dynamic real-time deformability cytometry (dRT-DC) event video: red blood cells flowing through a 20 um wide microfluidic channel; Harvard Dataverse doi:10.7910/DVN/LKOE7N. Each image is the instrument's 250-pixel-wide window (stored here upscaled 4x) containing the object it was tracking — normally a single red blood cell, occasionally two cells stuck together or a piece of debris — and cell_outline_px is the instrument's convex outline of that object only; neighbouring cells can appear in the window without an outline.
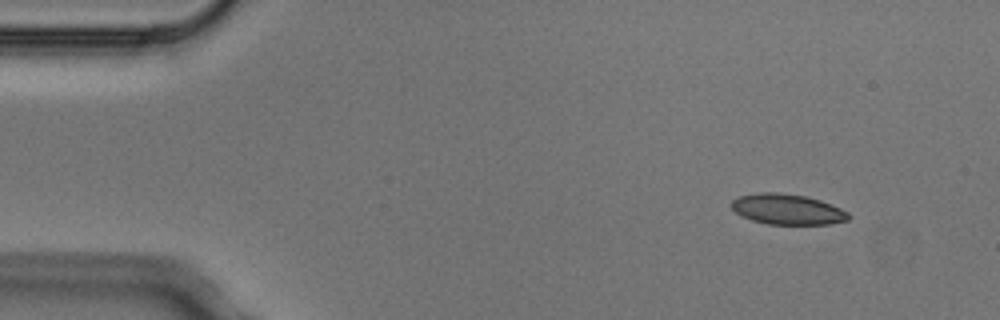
{"species": "Egyptian fruit bat (a non-hibernating species)", "species_latin": "Rousettus aegyptiacus", "temperature_condition": "cold", "stored_images_in_passage": 7, "camera_frame_rate_fps": 3000, "um_per_image_px": 0.085, "animal": {"sex": "male"}, "frame": {"image": 1, "passage_image": 1, "time_ms": 0.0, "image_size_px": [1000, 320], "cell_outline_px": [[852, 216], [848, 220], [828, 224], [768, 224], [752, 220], [736, 212], [732, 208], [732, 200], [740, 196], [760, 192], [776, 192], [804, 196], [820, 200], [840, 208], [848, 212]], "centroid_in_image_um": [66.95, 17.79], "position_along_channel_um": 18.0, "area_um2": 20.58}}
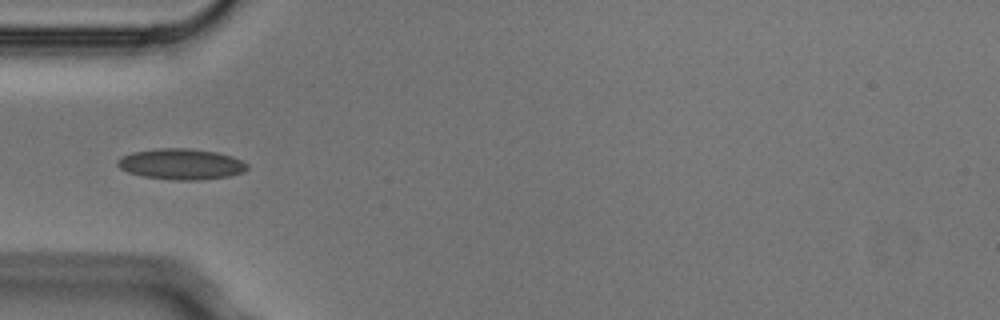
{"frame": {"image": 2, "passage_image": 4, "time_ms": 1.0, "image_size_px": [1000, 320], "cell_outline_px": [[248, 168], [244, 172], [228, 176], [196, 180], [176, 180], [144, 176], [128, 172], [120, 168], [116, 164], [116, 160], [132, 152], [160, 148], [188, 148], [216, 152], [232, 156], [244, 160], [248, 164]], "centroid_in_image_um": [15.43, 13.94], "position_along_channel_um": 69.6, "area_um2": 23.24}}
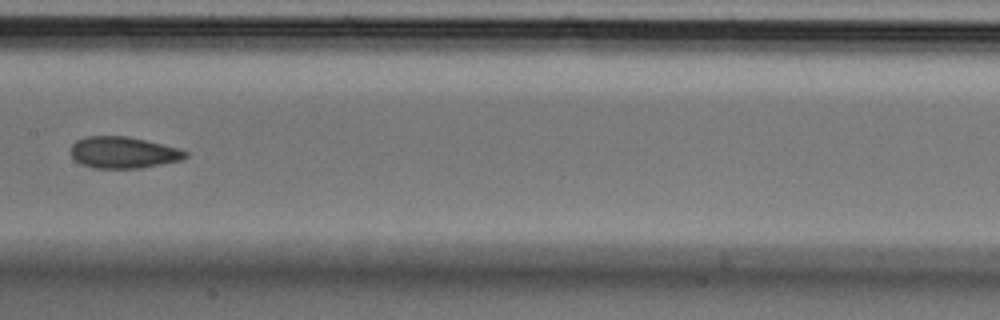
{"frame": {"image": 3, "passage_image": 7, "time_ms": 2.0, "image_size_px": [1000, 320], "cell_outline_px": [[188, 156], [180, 160], [140, 168], [92, 168], [80, 164], [68, 152], [72, 144], [76, 140], [84, 136], [128, 136], [180, 148], [188, 152]], "centroid_in_image_um": [10.44, 12.95], "position_along_channel_um": 197.0, "area_um2": 21.27}}